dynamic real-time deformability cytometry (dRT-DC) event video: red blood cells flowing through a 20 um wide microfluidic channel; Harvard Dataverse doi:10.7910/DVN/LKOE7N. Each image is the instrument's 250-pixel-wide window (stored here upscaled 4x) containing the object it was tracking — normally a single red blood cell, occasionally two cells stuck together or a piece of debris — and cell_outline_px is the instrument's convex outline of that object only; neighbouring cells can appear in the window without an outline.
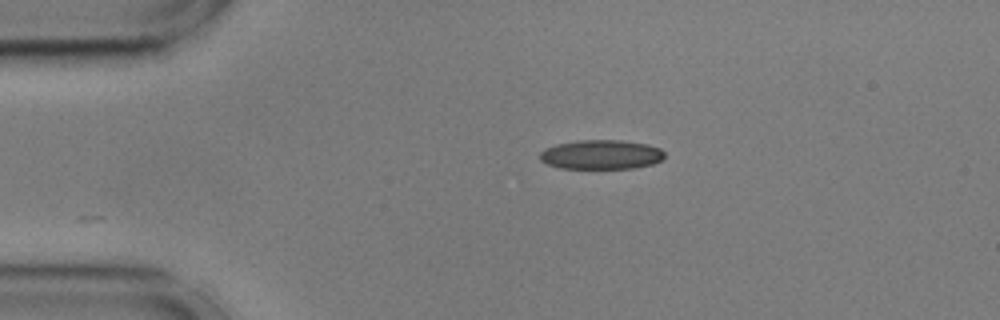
{"species": "common noctule bat (a hibernating species)", "species_latin": "Nyctalus noctula", "temperature_condition": "cold", "stored_images_in_passage": 29, "camera_frame_rate_fps": 3000, "um_per_image_px": 0.085, "animal": {"sex": "male", "body_mass_g": 17.9, "forearm_length_mm": 54.2}, "frame": {"image": 1, "passage_image": 1, "time_ms": 0.0, "image_size_px": [1000, 320], "cell_outline_px": [[664, 156], [660, 160], [652, 164], [632, 168], [560, 168], [548, 164], [540, 160], [540, 152], [544, 148], [556, 144], [576, 140], [620, 140], [648, 144], [660, 148], [664, 152]], "centroid_in_image_um": [51.08, 13.13], "position_along_channel_um": 33.9, "area_um2": 21.33}}
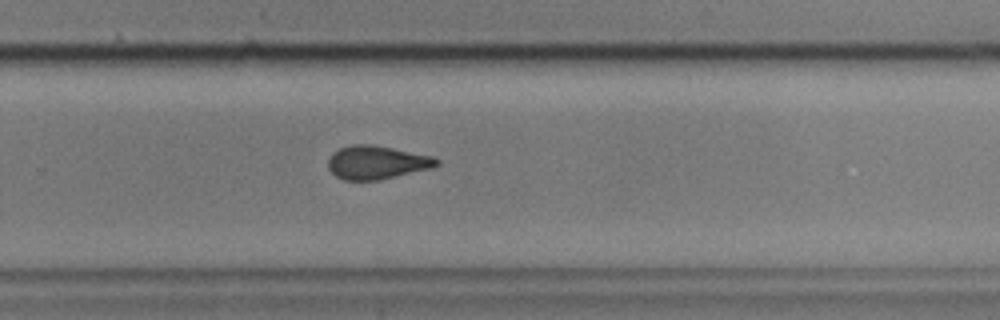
{"frame": {"image": 2, "passage_image": 26, "time_ms": 8.333, "image_size_px": [1000, 320], "cell_outline_px": [[440, 164], [432, 168], [380, 180], [344, 180], [336, 176], [328, 168], [328, 160], [332, 152], [340, 148], [352, 144], [372, 144], [436, 156], [440, 160]], "centroid_in_image_um": [32.06, 13.8], "position_along_channel_um": 297.7, "area_um2": 21.44}}
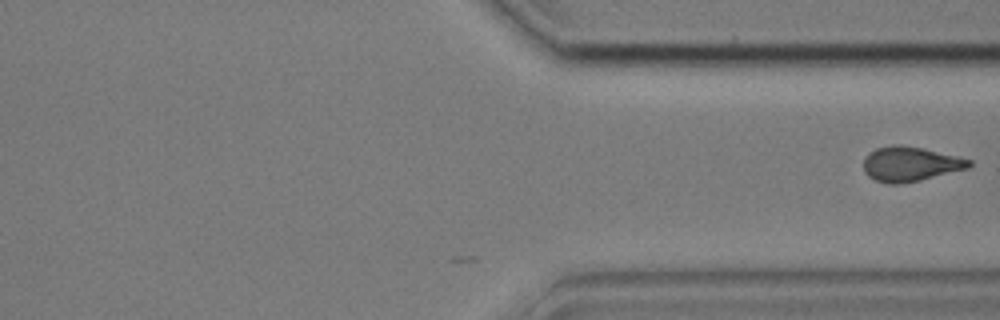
{"frame": {"image": 3, "passage_image": 29, "time_ms": 9.333, "image_size_px": [1000, 320], "cell_outline_px": [[972, 164], [968, 168], [920, 180], [900, 184], [888, 184], [876, 180], [868, 176], [864, 172], [864, 156], [876, 148], [892, 144], [900, 144], [924, 148], [960, 156], [972, 160]], "centroid_in_image_um": [77.37, 13.92], "position_along_channel_um": 334.0, "area_um2": 21.56}}